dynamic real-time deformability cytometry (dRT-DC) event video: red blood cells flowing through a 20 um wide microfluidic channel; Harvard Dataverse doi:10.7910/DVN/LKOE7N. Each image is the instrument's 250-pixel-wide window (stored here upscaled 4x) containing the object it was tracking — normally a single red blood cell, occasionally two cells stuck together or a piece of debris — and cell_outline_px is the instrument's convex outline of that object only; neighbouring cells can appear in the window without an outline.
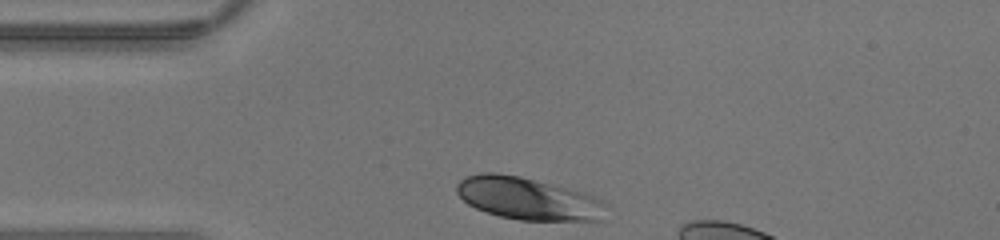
{"species": "human", "species_latin": "Homo sapiens", "temperature_condition": "warm", "stored_images_in_passage": 24, "camera_frame_rate_fps": 3000, "um_per_image_px": 0.085, "donor": {"sex": "male"}, "frame": {"image": 1, "passage_image": 1, "time_ms": 0.0, "image_size_px": [1000, 240], "cell_outline_px": [[604, 220], [520, 220], [500, 216], [476, 208], [468, 204], [456, 192], [456, 184], [460, 180], [468, 176], [480, 172], [496, 172], [520, 176], [584, 192], [600, 200], [604, 204]], "centroid_in_image_um": [44.84, 16.87], "position_along_channel_um": 40.2, "area_um2": 36.59}}
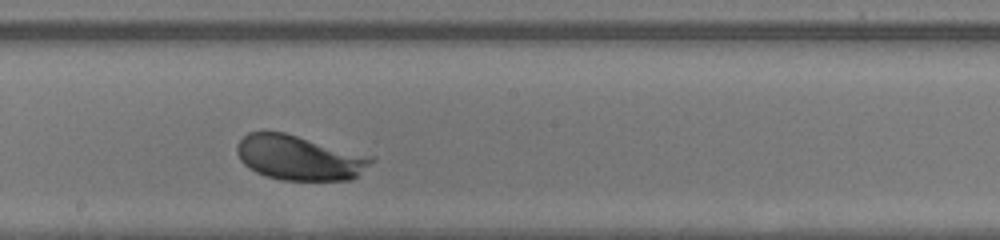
{"frame": {"image": 2, "passage_image": 14, "time_ms": 4.333, "image_size_px": [1000, 240], "cell_outline_px": [[376, 160], [352, 180], [280, 180], [264, 176], [256, 172], [244, 164], [240, 160], [236, 152], [236, 144], [248, 132], [284, 132], [372, 156]], "centroid_in_image_um": [25.43, 13.41], "position_along_channel_um": 222.8, "area_um2": 35.08}}
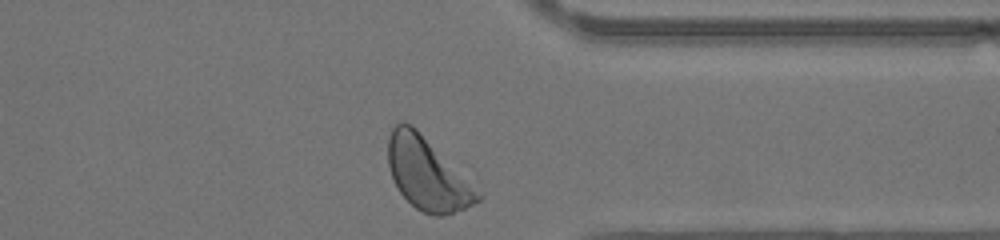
{"frame": {"image": 3, "passage_image": 24, "time_ms": 7.667, "image_size_px": [1000, 240], "cell_outline_px": [[484, 196], [480, 200], [464, 208], [444, 216], [436, 216], [424, 212], [416, 208], [400, 192], [392, 180], [388, 164], [388, 136], [392, 128], [400, 120], [412, 124]], "centroid_in_image_um": [36.28, 14.77], "position_along_channel_um": 375.1, "area_um2": 37.17}}